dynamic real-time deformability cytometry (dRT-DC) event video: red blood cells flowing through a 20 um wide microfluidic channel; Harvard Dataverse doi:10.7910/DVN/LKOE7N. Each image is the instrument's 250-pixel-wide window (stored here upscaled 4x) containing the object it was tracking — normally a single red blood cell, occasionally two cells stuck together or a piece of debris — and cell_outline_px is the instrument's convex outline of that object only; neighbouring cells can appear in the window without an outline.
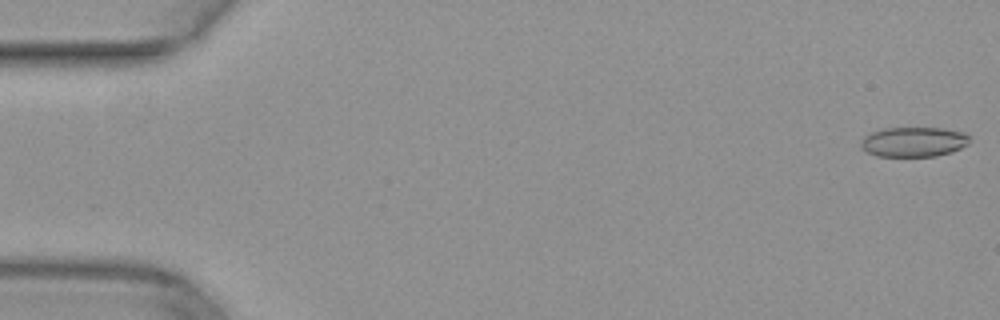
{"species": "common noctule bat (a hibernating species)", "species_latin": "Nyctalus noctula", "temperature_condition": "warm", "stored_images_in_passage": 51, "camera_frame_rate_fps": 3000, "um_per_image_px": 0.085, "animal": {"sex": "female", "body_mass_g": 29.2, "forearm_length_mm": 56.3}, "frame": {"image": 1, "passage_image": 1, "time_ms": 0.0, "image_size_px": [1000, 320], "cell_outline_px": [[968, 144], [952, 152], [936, 156], [876, 156], [860, 148], [860, 144], [864, 136], [872, 132], [884, 128], [940, 128], [964, 132], [968, 136]], "centroid_in_image_um": [77.64, 12.06], "position_along_channel_um": 7.4, "area_um2": 18.84}}
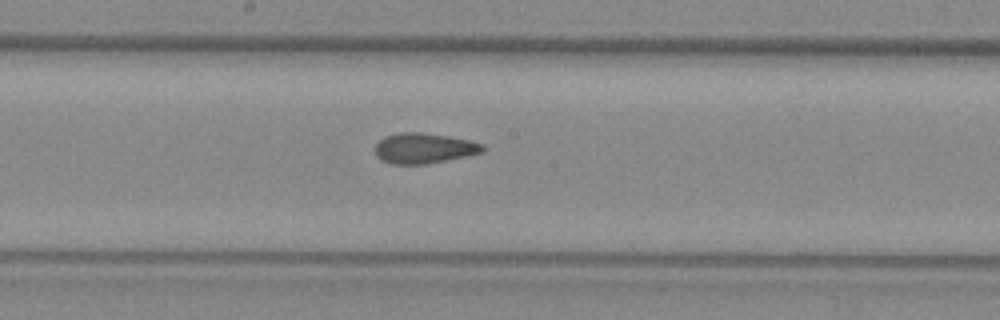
{"frame": {"image": 2, "passage_image": 27, "time_ms": 8.667, "image_size_px": [1000, 320], "cell_outline_px": [[484, 152], [428, 164], [392, 164], [380, 160], [376, 156], [376, 144], [384, 136], [400, 132], [424, 132], [468, 140], [484, 144]], "centroid_in_image_um": [36.02, 12.6], "position_along_channel_um": 212.2, "area_um2": 19.07}}
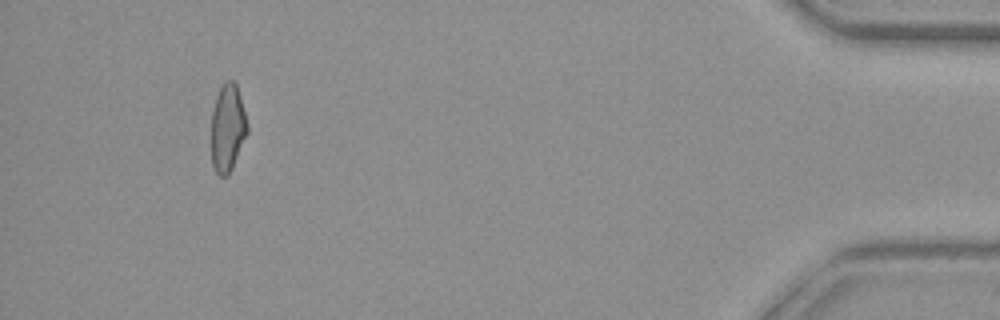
{"frame": {"image": 3, "passage_image": 47, "time_ms": 15.333, "image_size_px": [1000, 320], "cell_outline_px": [[248, 132], [232, 168], [228, 176], [220, 176], [216, 172], [212, 164], [212, 108], [216, 96], [220, 88], [228, 80], [232, 80], [236, 84], [240, 96], [248, 124]], "centroid_in_image_um": [19.35, 10.89], "position_along_channel_um": 415.9, "area_um2": 18.26}}